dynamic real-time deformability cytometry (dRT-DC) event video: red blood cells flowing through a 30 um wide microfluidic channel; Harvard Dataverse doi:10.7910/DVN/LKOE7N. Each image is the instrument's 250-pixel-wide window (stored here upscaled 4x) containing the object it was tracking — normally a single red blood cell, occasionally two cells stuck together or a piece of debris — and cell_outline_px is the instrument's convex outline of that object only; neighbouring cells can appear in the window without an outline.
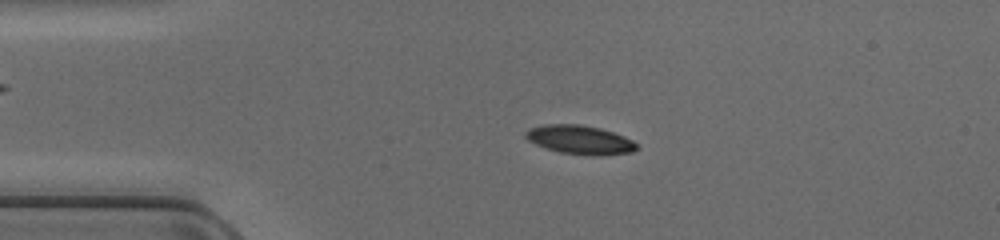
{"species": "common noctule bat (a hibernating species)", "species_latin": "Nyctalus noctula", "temperature_condition": "cold", "stored_images_in_passage": 47, "camera_frame_rate_fps": 3000, "um_per_image_px": 0.085, "animal": {"sex": "female", "body_mass_g": 17.0, "forearm_length_mm": 48.0}, "frame": {"image": 1, "passage_image": 10, "time_ms": 3.0, "image_size_px": [1000, 240], "cell_outline_px": [[640, 148], [632, 152], [604, 156], [592, 156], [560, 152], [536, 144], [528, 140], [524, 136], [524, 132], [528, 128], [544, 124], [580, 124], [600, 128], [624, 136], [632, 140]], "centroid_in_image_um": [49.3, 11.88], "position_along_channel_um": 35.7, "area_um2": 18.84}}
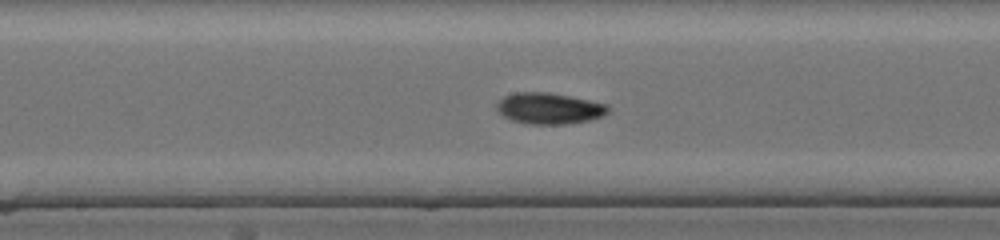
{"frame": {"image": 2, "passage_image": 24, "time_ms": 7.667, "image_size_px": [1000, 240], "cell_outline_px": [[608, 112], [604, 116], [588, 120], [568, 124], [528, 124], [512, 120], [504, 116], [496, 108], [496, 104], [504, 96], [516, 92], [548, 92], [608, 104]], "centroid_in_image_um": [46.68, 9.21], "position_along_channel_um": 201.5, "area_um2": 20.11}}
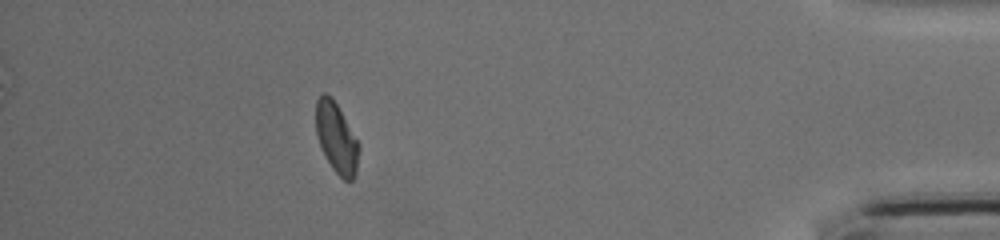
{"frame": {"image": 3, "passage_image": 42, "time_ms": 13.667, "image_size_px": [1000, 240], "cell_outline_px": [[360, 148], [356, 172], [352, 180], [344, 180], [332, 168], [320, 144], [316, 132], [316, 100], [324, 92], [332, 96], [360, 144]], "centroid_in_image_um": [28.61, 11.7], "position_along_channel_um": 406.6, "area_um2": 17.46}}